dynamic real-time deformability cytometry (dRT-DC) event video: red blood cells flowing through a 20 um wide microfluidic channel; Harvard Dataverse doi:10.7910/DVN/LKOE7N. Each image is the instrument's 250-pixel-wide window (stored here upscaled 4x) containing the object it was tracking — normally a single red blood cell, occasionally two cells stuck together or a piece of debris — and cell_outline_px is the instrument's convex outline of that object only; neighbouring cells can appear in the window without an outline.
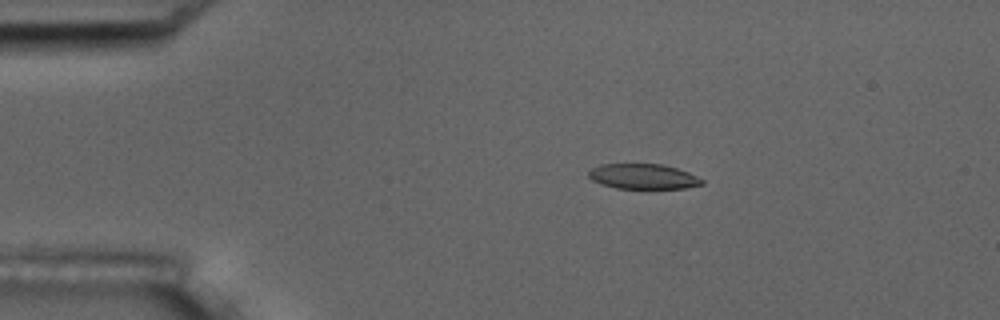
{"species": "common noctule bat (a hibernating species)", "species_latin": "Nyctalus noctula", "temperature_condition": "room temperature", "stored_images_in_passage": 5, "camera_frame_rate_fps": 3000, "um_per_image_px": 0.085, "animal": {"sex": "male", "body_mass_g": 17.5, "forearm_length_mm": 52.3}, "frame": {"image": 1, "passage_image": 3, "time_ms": 2.667, "image_size_px": [1000, 320], "cell_outline_px": [[704, 184], [684, 188], [616, 188], [600, 184], [592, 180], [588, 176], [588, 172], [592, 168], [600, 164], [660, 164], [676, 168], [688, 172], [704, 180]], "centroid_in_image_um": [54.65, 15.0], "position_along_channel_um": 30.4, "area_um2": 16.53}}
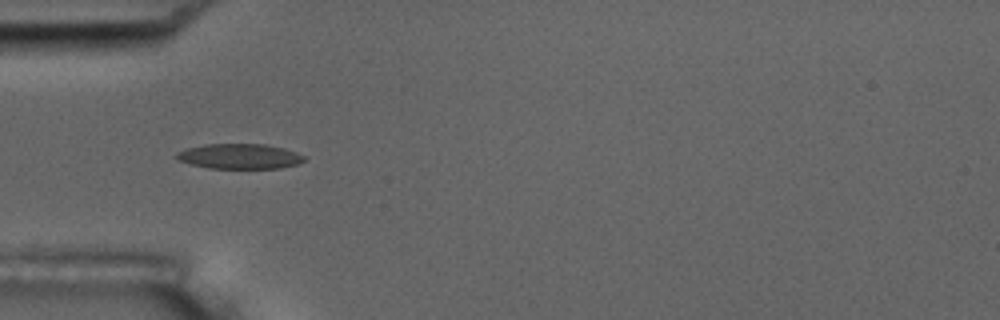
{"frame": {"image": 2, "passage_image": 5, "time_ms": 5.0, "image_size_px": [1000, 320], "cell_outline_px": [[304, 160], [296, 164], [280, 168], [208, 168], [176, 160], [176, 152], [188, 148], [204, 144], [264, 144], [284, 148], [296, 152], [304, 156]], "centroid_in_image_um": [20.34, 13.28], "position_along_channel_um": 64.7, "area_um2": 18.55}}